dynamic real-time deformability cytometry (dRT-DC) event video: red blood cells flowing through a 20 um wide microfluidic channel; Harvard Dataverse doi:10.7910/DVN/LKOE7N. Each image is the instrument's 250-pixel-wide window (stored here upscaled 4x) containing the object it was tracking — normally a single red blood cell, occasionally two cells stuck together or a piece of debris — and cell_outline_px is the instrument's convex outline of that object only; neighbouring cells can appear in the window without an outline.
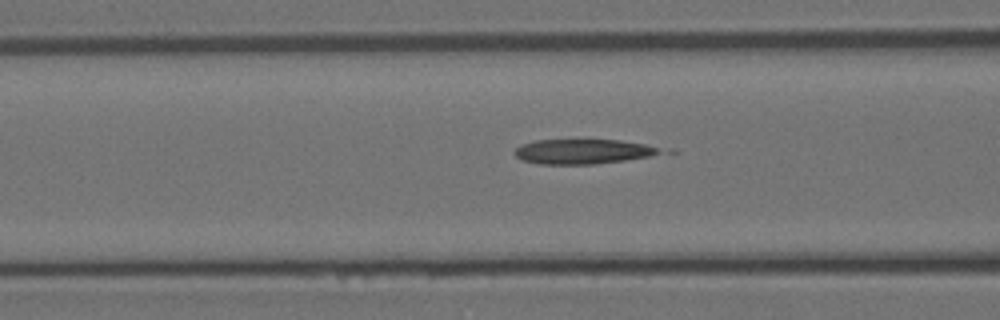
{"species": "Egyptian fruit bat (a non-hibernating species)", "species_latin": "Rousettus aegyptiacus", "temperature_condition": "room temperature", "stored_images_in_passage": 4, "segment_of_instrument_passage": [1, 2], "camera_frame_rate_fps": 3000, "um_per_image_px": 0.085, "animal": {"sex": "female"}, "frame": {"image": 1, "passage_image": 3, "time_ms": 0.667, "image_size_px": [1000, 320], "cell_outline_px": [[660, 152], [652, 156], [596, 164], [540, 164], [520, 160], [512, 152], [520, 144], [536, 140], [620, 140], [644, 144], [656, 148]], "centroid_in_image_um": [49.43, 12.88], "position_along_channel_um": 117.2, "area_um2": 20.87}}